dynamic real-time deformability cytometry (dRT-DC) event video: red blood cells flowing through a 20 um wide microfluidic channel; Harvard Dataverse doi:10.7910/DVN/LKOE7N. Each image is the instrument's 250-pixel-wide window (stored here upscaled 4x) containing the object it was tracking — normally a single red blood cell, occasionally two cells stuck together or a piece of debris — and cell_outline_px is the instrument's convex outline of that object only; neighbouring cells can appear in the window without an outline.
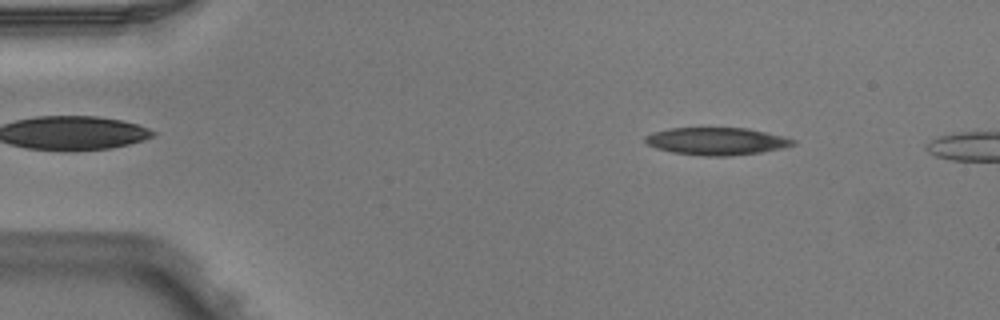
{"species": "Egyptian fruit bat (a non-hibernating species)", "species_latin": "Rousettus aegyptiacus", "temperature_condition": "warm", "stored_images_in_passage": 2, "camera_frame_rate_fps": 3000, "um_per_image_px": 0.085, "animal": {"sex": "male"}, "frame": {"image": 1, "passage_image": 1, "time_ms": 0.0, "image_size_px": [1000, 320], "cell_outline_px": [[796, 144], [780, 148], [760, 152], [728, 156], [704, 156], [672, 152], [656, 148], [648, 144], [644, 140], [644, 136], [652, 132], [668, 128], [748, 128], [784, 136], [796, 140]], "centroid_in_image_um": [60.89, 12.0], "position_along_channel_um": 24.1, "area_um2": 23.64}}